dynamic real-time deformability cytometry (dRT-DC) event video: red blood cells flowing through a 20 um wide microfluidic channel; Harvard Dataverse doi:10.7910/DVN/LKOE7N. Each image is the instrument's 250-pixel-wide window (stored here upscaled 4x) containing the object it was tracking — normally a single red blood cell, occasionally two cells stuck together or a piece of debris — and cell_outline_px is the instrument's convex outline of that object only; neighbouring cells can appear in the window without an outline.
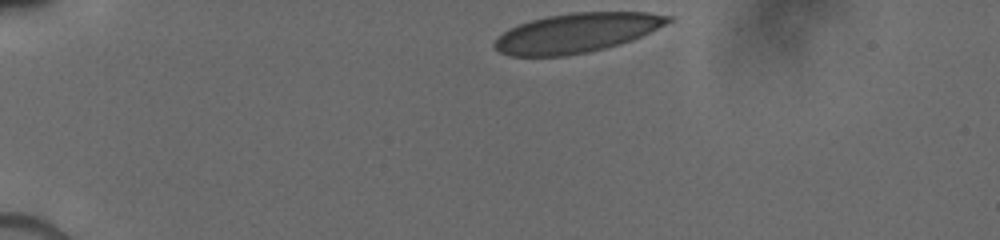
{"species": "human", "species_latin": "Homo sapiens", "temperature_condition": "cold", "stored_images_in_passage": 33, "camera_frame_rate_fps": 3000, "um_per_image_px": 0.085, "donor": {"sex": "male"}, "frame": {"image": 1, "passage_image": 1, "time_ms": 0.0, "image_size_px": [1000, 240], "cell_outline_px": [[672, 20], [632, 40], [620, 44], [588, 52], [564, 56], [508, 56], [492, 48], [492, 44], [508, 28], [532, 20], [548, 16], [572, 12], [648, 12], [672, 16]], "centroid_in_image_um": [48.97, 2.8], "position_along_channel_um": 36.0, "area_um2": 39.59}}
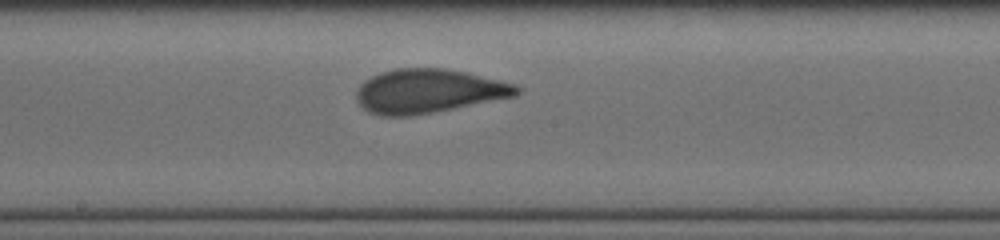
{"frame": {"image": 2, "passage_image": 19, "time_ms": 6.0, "image_size_px": [1000, 240], "cell_outline_px": [[524, 88], [516, 96], [412, 116], [380, 116], [368, 112], [356, 100], [356, 88], [364, 80], [380, 72], [396, 68], [444, 68], [468, 72], [516, 84]], "centroid_in_image_um": [36.42, 7.74], "position_along_channel_um": 211.8, "area_um2": 41.38}}
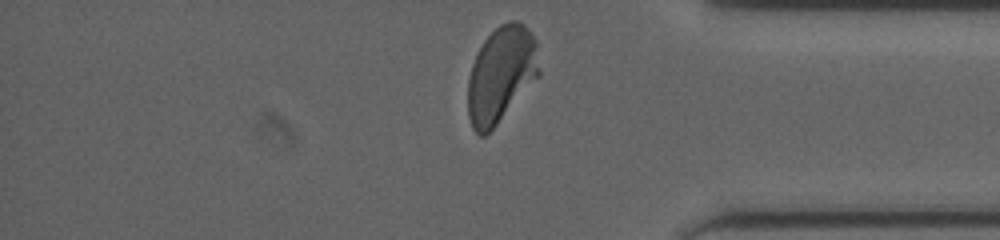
{"frame": {"image": 3, "passage_image": 33, "time_ms": 10.667, "image_size_px": [1000, 240], "cell_outline_px": [[540, 76], [496, 124], [484, 136], [480, 136], [472, 128], [468, 116], [468, 80], [472, 64], [484, 40], [500, 24], [508, 20], [516, 20], [524, 24], [528, 28], [536, 40], [540, 72]], "centroid_in_image_um": [42.61, 6.31], "position_along_channel_um": 392.6, "area_um2": 39.82}}